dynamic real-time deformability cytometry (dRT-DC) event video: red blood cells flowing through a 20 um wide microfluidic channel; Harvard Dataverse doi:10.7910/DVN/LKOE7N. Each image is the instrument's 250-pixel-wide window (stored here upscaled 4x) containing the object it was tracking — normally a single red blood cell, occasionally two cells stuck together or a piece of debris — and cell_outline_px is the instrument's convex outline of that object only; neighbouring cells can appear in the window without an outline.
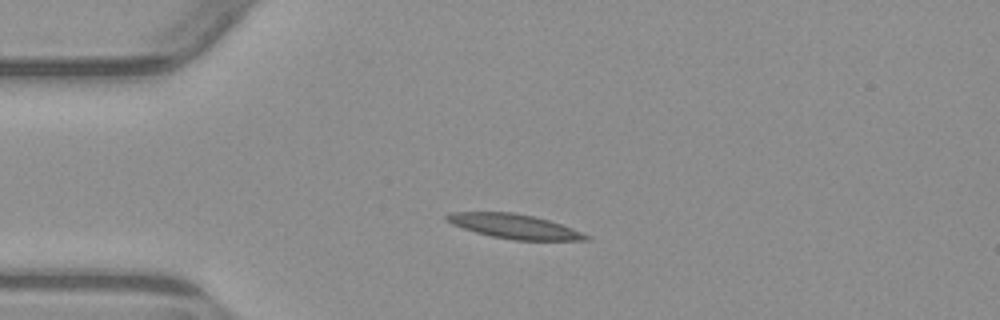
{"species": "common noctule bat (a hibernating species)", "species_latin": "Nyctalus noctula", "temperature_condition": "warm", "stored_images_in_passage": 3, "camera_frame_rate_fps": 3000, "um_per_image_px": 0.085, "animal": {"sex": "male", "body_mass_g": 23.1, "forearm_length_mm": 52.7}, "frame": {"image": 1, "passage_image": 2, "time_ms": 2.0, "image_size_px": [1000, 320], "cell_outline_px": [[592, 240], [512, 240], [492, 236], [476, 232], [452, 224], [444, 220], [444, 216], [448, 212], [512, 212], [536, 216], [572, 228], [592, 236]], "centroid_in_image_um": [43.73, 19.23], "position_along_channel_um": 41.3, "area_um2": 19.94}}